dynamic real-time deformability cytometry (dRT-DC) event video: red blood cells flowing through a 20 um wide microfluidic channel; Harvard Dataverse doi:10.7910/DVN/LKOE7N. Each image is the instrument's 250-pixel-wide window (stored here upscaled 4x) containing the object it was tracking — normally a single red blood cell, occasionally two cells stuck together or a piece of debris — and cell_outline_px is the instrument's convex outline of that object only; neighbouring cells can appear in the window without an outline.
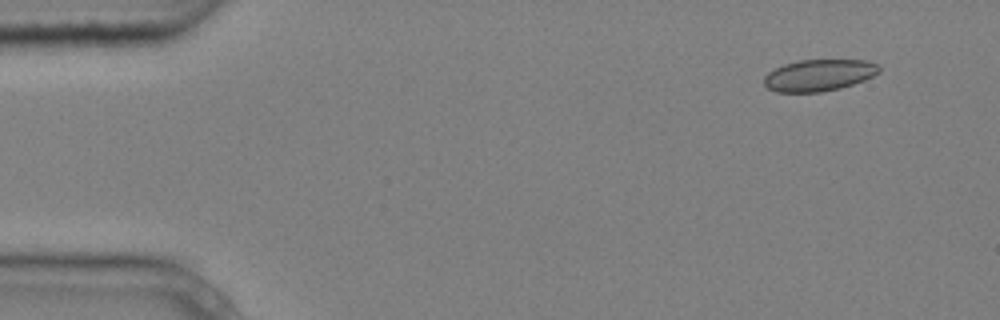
{"species": "common noctule bat (a hibernating species)", "species_latin": "Nyctalus noctula", "temperature_condition": "cold", "stored_images_in_passage": 4, "camera_frame_rate_fps": 3000, "um_per_image_px": 0.085, "animal": {"sex": "male", "body_mass_g": 20.4}, "frame": {"image": 1, "passage_image": 1, "time_ms": 0.0, "image_size_px": [1000, 320], "cell_outline_px": [[880, 72], [864, 80], [840, 88], [820, 92], [776, 92], [768, 88], [764, 84], [764, 76], [768, 72], [784, 64], [800, 60], [864, 60], [880, 64]], "centroid_in_image_um": [69.61, 6.39], "position_along_channel_um": 15.4, "area_um2": 21.21}}
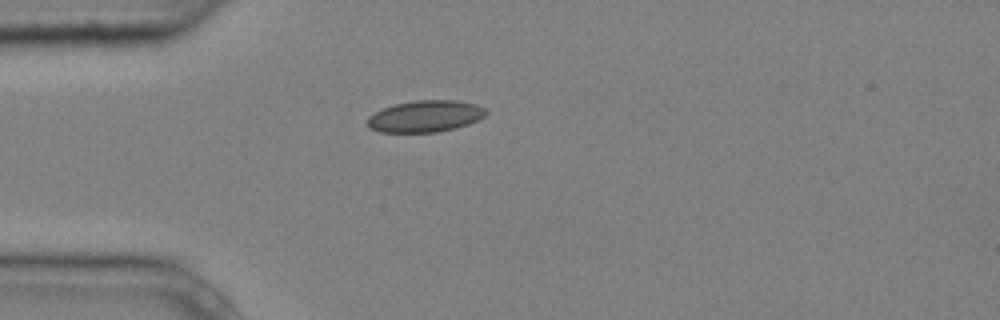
{"frame": {"image": 2, "passage_image": 3, "time_ms": 0.667, "image_size_px": [1000, 320], "cell_outline_px": [[488, 112], [484, 116], [468, 124], [456, 128], [436, 132], [380, 132], [368, 128], [368, 116], [384, 108], [396, 104], [416, 100], [456, 100], [476, 104], [484, 108]], "centroid_in_image_um": [36.15, 9.88], "position_along_channel_um": 48.8, "area_um2": 21.73}}